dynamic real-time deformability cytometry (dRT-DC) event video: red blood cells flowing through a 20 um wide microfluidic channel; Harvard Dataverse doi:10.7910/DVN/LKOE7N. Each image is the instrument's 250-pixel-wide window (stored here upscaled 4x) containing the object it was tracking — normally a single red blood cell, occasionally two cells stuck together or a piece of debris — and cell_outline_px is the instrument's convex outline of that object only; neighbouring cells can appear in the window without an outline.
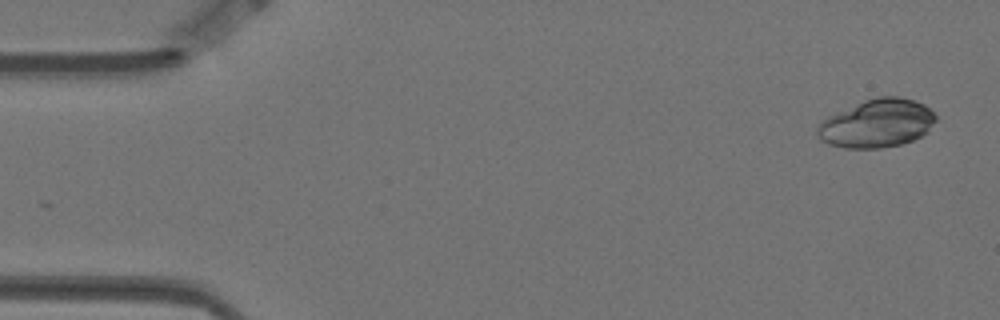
{"species": "Egyptian fruit bat (a non-hibernating species)", "species_latin": "Rousettus aegyptiacus", "temperature_condition": "warm", "stored_images_in_passage": 5, "camera_frame_rate_fps": 3000, "um_per_image_px": 0.085, "animal": {"sex": "female"}, "frame": {"image": 1, "passage_image": 1, "time_ms": 0.0, "image_size_px": [1000, 320], "cell_outline_px": [[936, 120], [928, 132], [912, 140], [900, 144], [880, 148], [844, 148], [828, 144], [820, 140], [816, 136], [816, 128], [828, 116], [864, 100], [876, 96], [900, 96], [916, 100], [924, 104], [936, 116]], "centroid_in_image_um": [74.54, 10.48], "position_along_channel_um": 10.5, "area_um2": 33.41}}
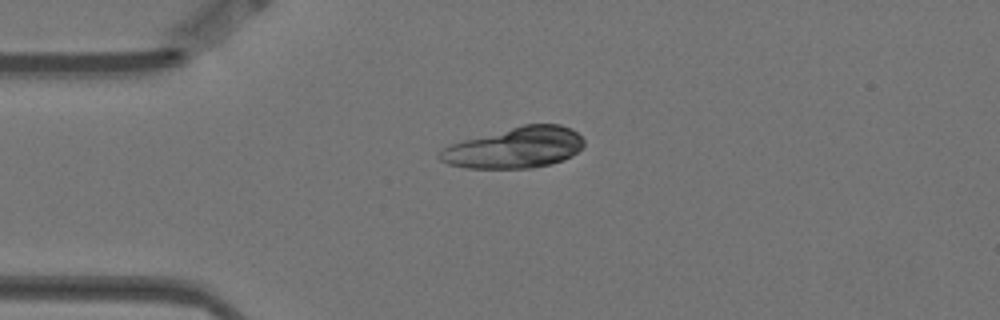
{"frame": {"image": 2, "passage_image": 4, "time_ms": 1.0, "image_size_px": [1000, 320], "cell_outline_px": [[584, 144], [572, 156], [552, 164], [532, 168], [464, 168], [448, 164], [440, 160], [440, 152], [448, 144], [524, 124], [560, 124], [572, 128], [584, 140]], "centroid_in_image_um": [43.78, 12.55], "position_along_channel_um": 41.2, "area_um2": 34.28}}